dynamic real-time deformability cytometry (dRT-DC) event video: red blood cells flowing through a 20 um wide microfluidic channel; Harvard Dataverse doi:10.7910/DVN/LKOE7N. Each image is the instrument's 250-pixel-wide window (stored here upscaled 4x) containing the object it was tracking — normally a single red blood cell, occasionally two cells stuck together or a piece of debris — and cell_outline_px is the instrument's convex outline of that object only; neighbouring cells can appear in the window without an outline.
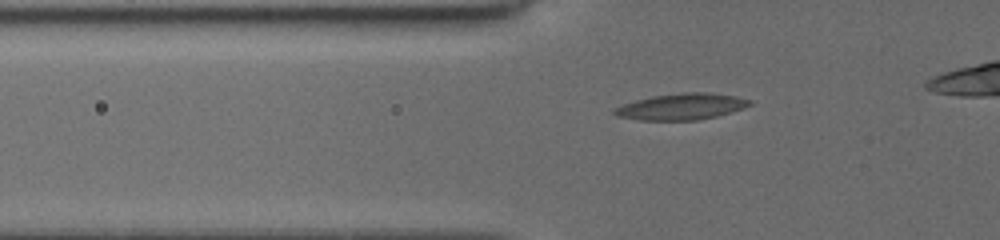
{"species": "common noctule bat (a hibernating species)", "species_latin": "Nyctalus noctula", "temperature_condition": "cold", "stored_images_in_passage": 40, "camera_frame_rate_fps": 3000, "um_per_image_px": 0.085, "animal": {"sex": "female", "body_mass_g": 19.5, "forearm_length_mm": 54.1}, "frame": {"image": 1, "passage_image": 11, "time_ms": 3.333, "image_size_px": [1000, 240], "cell_outline_px": [[756, 100], [752, 104], [744, 108], [716, 116], [696, 120], [640, 120], [616, 116], [612, 112], [612, 108], [636, 100], [652, 96], [684, 92], [704, 92], [736, 96]], "centroid_in_image_um": [57.94, 9.06], "position_along_channel_um": 67.9, "area_um2": 20.81}}
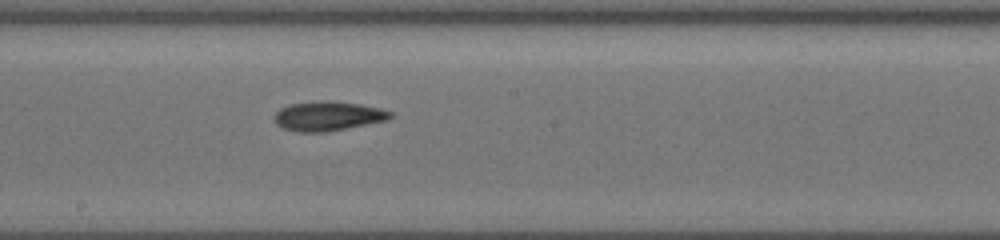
{"frame": {"image": 2, "passage_image": 23, "time_ms": 7.333, "image_size_px": [1000, 240], "cell_outline_px": [[392, 116], [388, 120], [324, 132], [296, 132], [284, 128], [276, 124], [276, 112], [280, 108], [288, 104], [320, 100], [328, 100], [360, 104], [380, 108], [392, 112]], "centroid_in_image_um": [27.87, 9.85], "position_along_channel_um": 220.3, "area_um2": 19.83}}
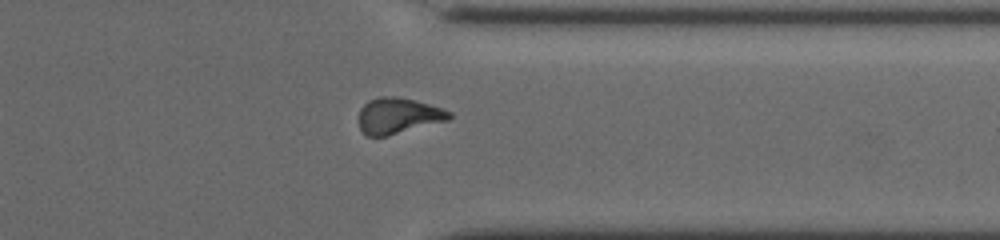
{"frame": {"image": 3, "passage_image": 35, "time_ms": 11.333, "image_size_px": [1000, 240], "cell_outline_px": [[452, 116], [448, 120], [388, 136], [364, 136], [360, 128], [360, 108], [368, 100], [380, 96], [396, 96], [428, 104], [452, 112]], "centroid_in_image_um": [33.82, 9.84], "position_along_channel_um": 377.6, "area_um2": 18.84}}